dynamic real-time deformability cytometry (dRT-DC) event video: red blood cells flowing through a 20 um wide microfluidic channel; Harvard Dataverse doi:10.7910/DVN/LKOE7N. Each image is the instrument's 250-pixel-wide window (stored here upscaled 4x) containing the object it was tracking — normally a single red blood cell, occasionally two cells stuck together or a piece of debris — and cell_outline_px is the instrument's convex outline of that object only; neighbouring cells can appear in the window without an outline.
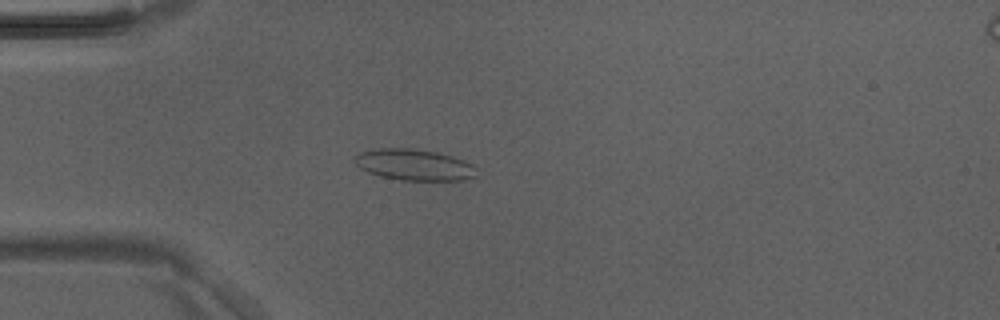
{"species": "Egyptian fruit bat (a non-hibernating species)", "species_latin": "Rousettus aegyptiacus", "temperature_condition": "room temperature", "stored_images_in_passage": 4, "camera_frame_rate_fps": 3000, "um_per_image_px": 0.085, "animal": {"sex": "male"}, "frame": {"image": 1, "passage_image": 3, "time_ms": 0.667, "image_size_px": [1000, 320], "cell_outline_px": [[476, 176], [464, 180], [400, 180], [380, 176], [368, 172], [360, 168], [356, 164], [356, 156], [360, 152], [376, 148], [412, 148], [436, 152], [452, 156], [472, 164], [476, 168]], "centroid_in_image_um": [35.21, 14.0], "position_along_channel_um": 49.8, "area_um2": 22.08}}